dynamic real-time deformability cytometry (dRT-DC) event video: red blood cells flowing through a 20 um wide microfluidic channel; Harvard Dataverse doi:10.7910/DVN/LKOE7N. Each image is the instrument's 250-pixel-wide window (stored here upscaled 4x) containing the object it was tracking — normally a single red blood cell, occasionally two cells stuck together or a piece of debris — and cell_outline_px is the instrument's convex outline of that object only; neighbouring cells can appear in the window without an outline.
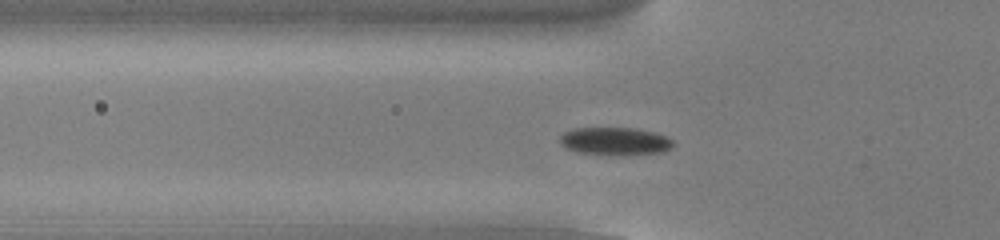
{"species": "common noctule bat (a hibernating species)", "species_latin": "Nyctalus noctula", "temperature_condition": "cold", "stored_images_in_passage": 41, "camera_frame_rate_fps": 3000, "um_per_image_px": 0.085, "animal": {"sex": "male", "body_mass_g": 13.0, "forearm_length_mm": 53.1}, "frame": {"image": 1, "passage_image": 13, "time_ms": 4.0, "image_size_px": [1000, 240], "cell_outline_px": [[676, 144], [672, 148], [664, 152], [624, 156], [608, 156], [580, 152], [568, 148], [560, 144], [560, 136], [564, 132], [576, 128], [636, 128], [652, 132], [664, 136], [672, 140]], "centroid_in_image_um": [52.31, 12.03], "position_along_channel_um": 73.5, "area_um2": 18.67}}
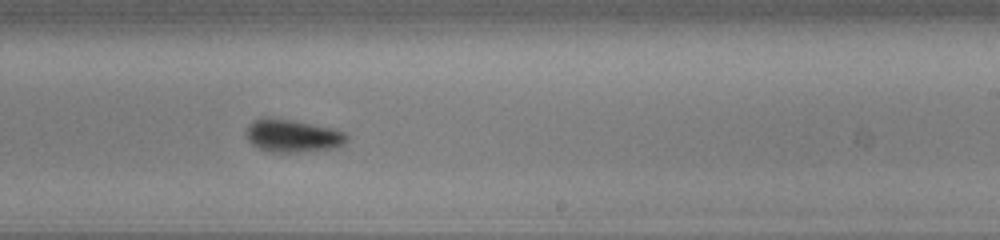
{"frame": {"image": 2, "passage_image": 28, "time_ms": 9.0, "image_size_px": [1000, 240], "cell_outline_px": [[348, 140], [344, 144], [336, 148], [300, 152], [268, 152], [252, 144], [244, 136], [244, 132], [252, 120], [268, 116], [292, 120], [332, 128], [344, 132], [348, 136]], "centroid_in_image_um": [24.84, 11.54], "position_along_channel_um": 264.2, "area_um2": 19.54}}
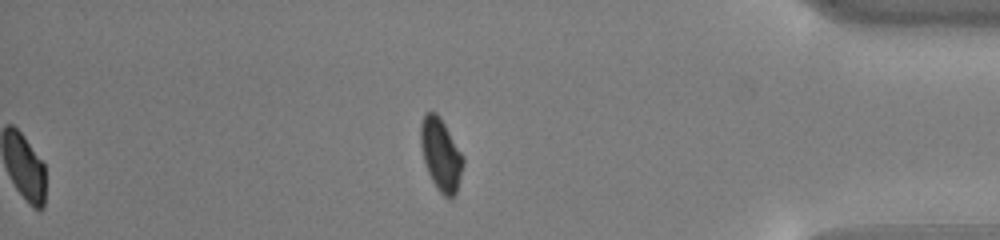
{"frame": {"image": 3, "passage_image": 41, "time_ms": 13.333, "image_size_px": [1000, 240], "cell_outline_px": [[464, 164], [456, 192], [452, 200], [448, 200], [436, 188], [428, 172], [424, 160], [420, 144], [420, 124], [424, 112], [436, 112], [440, 116], [464, 156]], "centroid_in_image_um": [37.48, 13.13], "position_along_channel_um": 397.7, "area_um2": 18.15}, "authors_computed_cell_mechanics": {"area_um2": 18.8428, "velocity_mm_per_s": 3.8192, "shape_relaxation_time_tau1_ms": 1.8201, "shape_relaxation_time_tau2_ms": 8.3981, "deformation_change_tau1": 0.0744, "deformation_change_tau2": 0.0542}}